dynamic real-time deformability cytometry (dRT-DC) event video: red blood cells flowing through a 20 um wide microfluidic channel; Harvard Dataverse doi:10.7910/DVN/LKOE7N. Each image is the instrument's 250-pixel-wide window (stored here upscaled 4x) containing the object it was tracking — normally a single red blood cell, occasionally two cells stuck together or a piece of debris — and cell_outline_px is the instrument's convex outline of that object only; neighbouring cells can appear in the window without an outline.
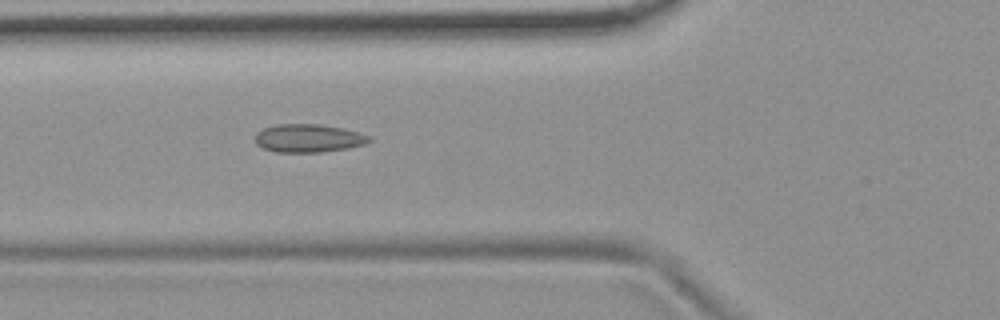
{"species": "common noctule bat (a hibernating species)", "species_latin": "Nyctalus noctula", "temperature_condition": "room temperature", "stored_images_in_passage": 5, "camera_frame_rate_fps": 3000, "um_per_image_px": 0.085, "animal": {"sex": "female", "body_mass_g": 19.9}, "frame": {"image": 1, "passage_image": 5, "time_ms": 1.333, "image_size_px": [1000, 320], "cell_outline_px": [[372, 140], [364, 144], [348, 148], [320, 152], [276, 152], [264, 148], [256, 144], [256, 132], [264, 128], [276, 124], [320, 124], [340, 128], [372, 136]], "centroid_in_image_um": [26.21, 11.75], "position_along_channel_um": 99.6, "area_um2": 18.61}}